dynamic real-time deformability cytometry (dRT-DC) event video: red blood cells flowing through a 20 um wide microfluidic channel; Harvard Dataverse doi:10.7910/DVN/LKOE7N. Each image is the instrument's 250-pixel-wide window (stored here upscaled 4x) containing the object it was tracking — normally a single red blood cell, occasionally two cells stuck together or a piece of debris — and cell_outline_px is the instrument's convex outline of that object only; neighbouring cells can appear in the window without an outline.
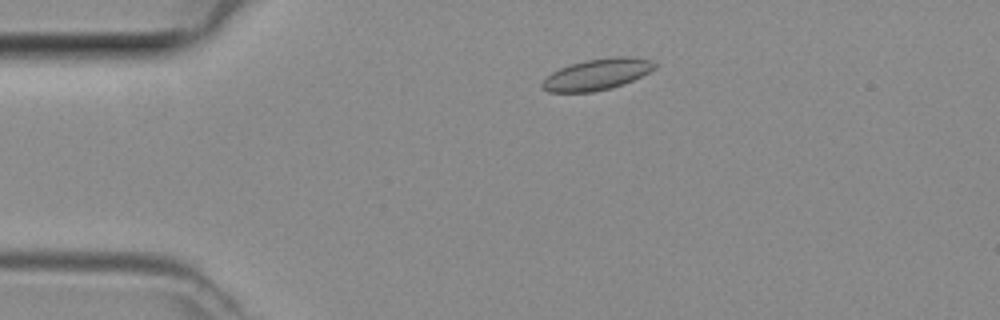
{"species": "common noctule bat (a hibernating species)", "species_latin": "Nyctalus noctula", "temperature_condition": "room temperature", "stored_images_in_passage": 2, "camera_frame_rate_fps": 3000, "um_per_image_px": 0.085, "animal": {"sex": "female", "body_mass_g": 29.2, "forearm_length_mm": 56.3}, "frame": {"image": 1, "passage_image": 2, "time_ms": 0.333, "image_size_px": [1000, 320], "cell_outline_px": [[656, 68], [624, 84], [612, 88], [592, 92], [548, 92], [540, 88], [540, 84], [552, 72], [560, 68], [584, 60], [616, 56], [632, 56], [652, 60], [656, 64]], "centroid_in_image_um": [50.75, 6.32], "position_along_channel_um": 34.3, "area_um2": 20.52}}